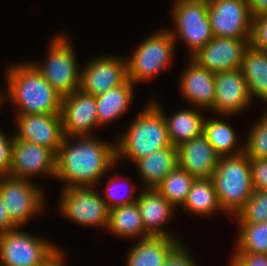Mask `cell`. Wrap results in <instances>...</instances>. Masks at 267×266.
Returning a JSON list of instances; mask_svg holds the SVG:
<instances>
[{
    "label": "cell",
    "mask_w": 267,
    "mask_h": 266,
    "mask_svg": "<svg viewBox=\"0 0 267 266\" xmlns=\"http://www.w3.org/2000/svg\"><path fill=\"white\" fill-rule=\"evenodd\" d=\"M16 116L17 132L14 134L16 139L45 146L57 153L64 137L60 114Z\"/></svg>",
    "instance_id": "17"
},
{
    "label": "cell",
    "mask_w": 267,
    "mask_h": 266,
    "mask_svg": "<svg viewBox=\"0 0 267 266\" xmlns=\"http://www.w3.org/2000/svg\"><path fill=\"white\" fill-rule=\"evenodd\" d=\"M64 255L62 250L57 248L54 253L45 261L43 266H65V262H63Z\"/></svg>",
    "instance_id": "41"
},
{
    "label": "cell",
    "mask_w": 267,
    "mask_h": 266,
    "mask_svg": "<svg viewBox=\"0 0 267 266\" xmlns=\"http://www.w3.org/2000/svg\"><path fill=\"white\" fill-rule=\"evenodd\" d=\"M14 139V134L8 137L0 130V175H8L11 169Z\"/></svg>",
    "instance_id": "35"
},
{
    "label": "cell",
    "mask_w": 267,
    "mask_h": 266,
    "mask_svg": "<svg viewBox=\"0 0 267 266\" xmlns=\"http://www.w3.org/2000/svg\"><path fill=\"white\" fill-rule=\"evenodd\" d=\"M250 45L256 49L267 51V14L252 17Z\"/></svg>",
    "instance_id": "34"
},
{
    "label": "cell",
    "mask_w": 267,
    "mask_h": 266,
    "mask_svg": "<svg viewBox=\"0 0 267 266\" xmlns=\"http://www.w3.org/2000/svg\"><path fill=\"white\" fill-rule=\"evenodd\" d=\"M117 175H119V174L118 173L113 174V176H111V178L107 181L106 189H104V191L106 193V198L102 197V199L106 202V205H107L109 210L112 208L118 207V206L128 205V204L134 203L137 200V197L134 198L132 195L134 193V191L136 190V185L134 183H132L131 181H130V183L133 185H131V187H129V191H130L129 193L130 194L129 193L127 194V191H126V193H123L124 195L121 194L122 190L120 191V189L122 186L124 187V185H126V184H124L123 182L121 183L120 182L121 177H119V176L117 177ZM120 194H121V196H120Z\"/></svg>",
    "instance_id": "33"
},
{
    "label": "cell",
    "mask_w": 267,
    "mask_h": 266,
    "mask_svg": "<svg viewBox=\"0 0 267 266\" xmlns=\"http://www.w3.org/2000/svg\"><path fill=\"white\" fill-rule=\"evenodd\" d=\"M202 134L220 157L235 156L244 152V146L237 145L235 130L224 120L205 117Z\"/></svg>",
    "instance_id": "27"
},
{
    "label": "cell",
    "mask_w": 267,
    "mask_h": 266,
    "mask_svg": "<svg viewBox=\"0 0 267 266\" xmlns=\"http://www.w3.org/2000/svg\"><path fill=\"white\" fill-rule=\"evenodd\" d=\"M183 208L191 214L201 216L213 215L218 211L224 213L211 179H196L194 181Z\"/></svg>",
    "instance_id": "28"
},
{
    "label": "cell",
    "mask_w": 267,
    "mask_h": 266,
    "mask_svg": "<svg viewBox=\"0 0 267 266\" xmlns=\"http://www.w3.org/2000/svg\"><path fill=\"white\" fill-rule=\"evenodd\" d=\"M18 228L11 220L0 196V234Z\"/></svg>",
    "instance_id": "39"
},
{
    "label": "cell",
    "mask_w": 267,
    "mask_h": 266,
    "mask_svg": "<svg viewBox=\"0 0 267 266\" xmlns=\"http://www.w3.org/2000/svg\"><path fill=\"white\" fill-rule=\"evenodd\" d=\"M195 180L186 170L177 166L155 189L174 207L183 206Z\"/></svg>",
    "instance_id": "29"
},
{
    "label": "cell",
    "mask_w": 267,
    "mask_h": 266,
    "mask_svg": "<svg viewBox=\"0 0 267 266\" xmlns=\"http://www.w3.org/2000/svg\"><path fill=\"white\" fill-rule=\"evenodd\" d=\"M233 266H267V254L232 253Z\"/></svg>",
    "instance_id": "38"
},
{
    "label": "cell",
    "mask_w": 267,
    "mask_h": 266,
    "mask_svg": "<svg viewBox=\"0 0 267 266\" xmlns=\"http://www.w3.org/2000/svg\"><path fill=\"white\" fill-rule=\"evenodd\" d=\"M56 154L36 143L14 139L12 166L9 176L31 180L35 175L55 177Z\"/></svg>",
    "instance_id": "14"
},
{
    "label": "cell",
    "mask_w": 267,
    "mask_h": 266,
    "mask_svg": "<svg viewBox=\"0 0 267 266\" xmlns=\"http://www.w3.org/2000/svg\"><path fill=\"white\" fill-rule=\"evenodd\" d=\"M176 42L169 29L148 36L127 58L128 79L136 85L164 71L174 55Z\"/></svg>",
    "instance_id": "6"
},
{
    "label": "cell",
    "mask_w": 267,
    "mask_h": 266,
    "mask_svg": "<svg viewBox=\"0 0 267 266\" xmlns=\"http://www.w3.org/2000/svg\"><path fill=\"white\" fill-rule=\"evenodd\" d=\"M250 39L213 37L191 58L203 68L213 72L239 70Z\"/></svg>",
    "instance_id": "15"
},
{
    "label": "cell",
    "mask_w": 267,
    "mask_h": 266,
    "mask_svg": "<svg viewBox=\"0 0 267 266\" xmlns=\"http://www.w3.org/2000/svg\"><path fill=\"white\" fill-rule=\"evenodd\" d=\"M20 230L0 234L1 266H43L58 246Z\"/></svg>",
    "instance_id": "8"
},
{
    "label": "cell",
    "mask_w": 267,
    "mask_h": 266,
    "mask_svg": "<svg viewBox=\"0 0 267 266\" xmlns=\"http://www.w3.org/2000/svg\"><path fill=\"white\" fill-rule=\"evenodd\" d=\"M254 190L267 191V159L250 158Z\"/></svg>",
    "instance_id": "37"
},
{
    "label": "cell",
    "mask_w": 267,
    "mask_h": 266,
    "mask_svg": "<svg viewBox=\"0 0 267 266\" xmlns=\"http://www.w3.org/2000/svg\"><path fill=\"white\" fill-rule=\"evenodd\" d=\"M94 186L63 188L61 215L80 225L107 228L109 209Z\"/></svg>",
    "instance_id": "9"
},
{
    "label": "cell",
    "mask_w": 267,
    "mask_h": 266,
    "mask_svg": "<svg viewBox=\"0 0 267 266\" xmlns=\"http://www.w3.org/2000/svg\"><path fill=\"white\" fill-rule=\"evenodd\" d=\"M251 96L267 103V51L259 50L250 44L245 49L241 68Z\"/></svg>",
    "instance_id": "23"
},
{
    "label": "cell",
    "mask_w": 267,
    "mask_h": 266,
    "mask_svg": "<svg viewBox=\"0 0 267 266\" xmlns=\"http://www.w3.org/2000/svg\"><path fill=\"white\" fill-rule=\"evenodd\" d=\"M107 230L122 238L144 239L150 237L145 231L136 202L109 210Z\"/></svg>",
    "instance_id": "26"
},
{
    "label": "cell",
    "mask_w": 267,
    "mask_h": 266,
    "mask_svg": "<svg viewBox=\"0 0 267 266\" xmlns=\"http://www.w3.org/2000/svg\"><path fill=\"white\" fill-rule=\"evenodd\" d=\"M135 85L127 79L122 85L95 96L99 126H104L127 113Z\"/></svg>",
    "instance_id": "24"
},
{
    "label": "cell",
    "mask_w": 267,
    "mask_h": 266,
    "mask_svg": "<svg viewBox=\"0 0 267 266\" xmlns=\"http://www.w3.org/2000/svg\"><path fill=\"white\" fill-rule=\"evenodd\" d=\"M238 238L232 253L267 254V222L238 223Z\"/></svg>",
    "instance_id": "30"
},
{
    "label": "cell",
    "mask_w": 267,
    "mask_h": 266,
    "mask_svg": "<svg viewBox=\"0 0 267 266\" xmlns=\"http://www.w3.org/2000/svg\"><path fill=\"white\" fill-rule=\"evenodd\" d=\"M215 98L211 111L218 115H234L247 109L252 102L241 70L217 72L214 75Z\"/></svg>",
    "instance_id": "16"
},
{
    "label": "cell",
    "mask_w": 267,
    "mask_h": 266,
    "mask_svg": "<svg viewBox=\"0 0 267 266\" xmlns=\"http://www.w3.org/2000/svg\"><path fill=\"white\" fill-rule=\"evenodd\" d=\"M211 180L224 213L236 216L254 191L250 158L244 152L220 157Z\"/></svg>",
    "instance_id": "4"
},
{
    "label": "cell",
    "mask_w": 267,
    "mask_h": 266,
    "mask_svg": "<svg viewBox=\"0 0 267 266\" xmlns=\"http://www.w3.org/2000/svg\"><path fill=\"white\" fill-rule=\"evenodd\" d=\"M243 146L249 158L267 159V111L251 127Z\"/></svg>",
    "instance_id": "31"
},
{
    "label": "cell",
    "mask_w": 267,
    "mask_h": 266,
    "mask_svg": "<svg viewBox=\"0 0 267 266\" xmlns=\"http://www.w3.org/2000/svg\"><path fill=\"white\" fill-rule=\"evenodd\" d=\"M60 115L65 136H92L91 130L100 127L95 96L80 89L62 97Z\"/></svg>",
    "instance_id": "13"
},
{
    "label": "cell",
    "mask_w": 267,
    "mask_h": 266,
    "mask_svg": "<svg viewBox=\"0 0 267 266\" xmlns=\"http://www.w3.org/2000/svg\"><path fill=\"white\" fill-rule=\"evenodd\" d=\"M180 241L167 255L163 266H197L192 254Z\"/></svg>",
    "instance_id": "36"
},
{
    "label": "cell",
    "mask_w": 267,
    "mask_h": 266,
    "mask_svg": "<svg viewBox=\"0 0 267 266\" xmlns=\"http://www.w3.org/2000/svg\"><path fill=\"white\" fill-rule=\"evenodd\" d=\"M251 14H267V0H247Z\"/></svg>",
    "instance_id": "40"
},
{
    "label": "cell",
    "mask_w": 267,
    "mask_h": 266,
    "mask_svg": "<svg viewBox=\"0 0 267 266\" xmlns=\"http://www.w3.org/2000/svg\"><path fill=\"white\" fill-rule=\"evenodd\" d=\"M115 163L116 144L95 136L64 135L56 153L54 178L65 182L63 188L96 187Z\"/></svg>",
    "instance_id": "1"
},
{
    "label": "cell",
    "mask_w": 267,
    "mask_h": 266,
    "mask_svg": "<svg viewBox=\"0 0 267 266\" xmlns=\"http://www.w3.org/2000/svg\"><path fill=\"white\" fill-rule=\"evenodd\" d=\"M5 78L3 101L19 107L16 115L60 114L62 96L31 62L8 66Z\"/></svg>",
    "instance_id": "2"
},
{
    "label": "cell",
    "mask_w": 267,
    "mask_h": 266,
    "mask_svg": "<svg viewBox=\"0 0 267 266\" xmlns=\"http://www.w3.org/2000/svg\"><path fill=\"white\" fill-rule=\"evenodd\" d=\"M169 140L172 146L177 147L183 142L200 137L203 133V114L194 109H182L171 117L164 114Z\"/></svg>",
    "instance_id": "25"
},
{
    "label": "cell",
    "mask_w": 267,
    "mask_h": 266,
    "mask_svg": "<svg viewBox=\"0 0 267 266\" xmlns=\"http://www.w3.org/2000/svg\"><path fill=\"white\" fill-rule=\"evenodd\" d=\"M235 217L238 223L267 222V191L254 190Z\"/></svg>",
    "instance_id": "32"
},
{
    "label": "cell",
    "mask_w": 267,
    "mask_h": 266,
    "mask_svg": "<svg viewBox=\"0 0 267 266\" xmlns=\"http://www.w3.org/2000/svg\"><path fill=\"white\" fill-rule=\"evenodd\" d=\"M3 92H1V90H0V105H2V102H3V94H2Z\"/></svg>",
    "instance_id": "42"
},
{
    "label": "cell",
    "mask_w": 267,
    "mask_h": 266,
    "mask_svg": "<svg viewBox=\"0 0 267 266\" xmlns=\"http://www.w3.org/2000/svg\"><path fill=\"white\" fill-rule=\"evenodd\" d=\"M144 189V190H143ZM136 203L140 211L145 231L150 236L175 238V235L162 228L172 217L175 207L170 204L155 188H143Z\"/></svg>",
    "instance_id": "20"
},
{
    "label": "cell",
    "mask_w": 267,
    "mask_h": 266,
    "mask_svg": "<svg viewBox=\"0 0 267 266\" xmlns=\"http://www.w3.org/2000/svg\"><path fill=\"white\" fill-rule=\"evenodd\" d=\"M190 60L179 80L181 94L200 110L211 109L215 98V73L203 68L192 58Z\"/></svg>",
    "instance_id": "19"
},
{
    "label": "cell",
    "mask_w": 267,
    "mask_h": 266,
    "mask_svg": "<svg viewBox=\"0 0 267 266\" xmlns=\"http://www.w3.org/2000/svg\"><path fill=\"white\" fill-rule=\"evenodd\" d=\"M49 43L46 61L32 64L63 97L80 89L81 68L65 33L55 35Z\"/></svg>",
    "instance_id": "5"
},
{
    "label": "cell",
    "mask_w": 267,
    "mask_h": 266,
    "mask_svg": "<svg viewBox=\"0 0 267 266\" xmlns=\"http://www.w3.org/2000/svg\"><path fill=\"white\" fill-rule=\"evenodd\" d=\"M147 106V107H146ZM128 125L127 132L117 138L116 161L125 157L134 163L156 151L172 146L164 112L154 99Z\"/></svg>",
    "instance_id": "3"
},
{
    "label": "cell",
    "mask_w": 267,
    "mask_h": 266,
    "mask_svg": "<svg viewBox=\"0 0 267 266\" xmlns=\"http://www.w3.org/2000/svg\"><path fill=\"white\" fill-rule=\"evenodd\" d=\"M178 167L196 179H211L220 156L203 134L177 147Z\"/></svg>",
    "instance_id": "18"
},
{
    "label": "cell",
    "mask_w": 267,
    "mask_h": 266,
    "mask_svg": "<svg viewBox=\"0 0 267 266\" xmlns=\"http://www.w3.org/2000/svg\"><path fill=\"white\" fill-rule=\"evenodd\" d=\"M214 37L250 39L252 17L247 0H207Z\"/></svg>",
    "instance_id": "11"
},
{
    "label": "cell",
    "mask_w": 267,
    "mask_h": 266,
    "mask_svg": "<svg viewBox=\"0 0 267 266\" xmlns=\"http://www.w3.org/2000/svg\"><path fill=\"white\" fill-rule=\"evenodd\" d=\"M180 239L150 236L137 241L127 254V266H163L169 252Z\"/></svg>",
    "instance_id": "21"
},
{
    "label": "cell",
    "mask_w": 267,
    "mask_h": 266,
    "mask_svg": "<svg viewBox=\"0 0 267 266\" xmlns=\"http://www.w3.org/2000/svg\"><path fill=\"white\" fill-rule=\"evenodd\" d=\"M103 56L96 57L81 67L80 90L82 92L96 96L122 85L128 79L126 58Z\"/></svg>",
    "instance_id": "12"
},
{
    "label": "cell",
    "mask_w": 267,
    "mask_h": 266,
    "mask_svg": "<svg viewBox=\"0 0 267 266\" xmlns=\"http://www.w3.org/2000/svg\"><path fill=\"white\" fill-rule=\"evenodd\" d=\"M135 164L144 188H155L168 173L178 166L177 148L160 149L138 159Z\"/></svg>",
    "instance_id": "22"
},
{
    "label": "cell",
    "mask_w": 267,
    "mask_h": 266,
    "mask_svg": "<svg viewBox=\"0 0 267 266\" xmlns=\"http://www.w3.org/2000/svg\"><path fill=\"white\" fill-rule=\"evenodd\" d=\"M44 193L32 180L0 175V196L12 222L21 227L42 212ZM24 224V225H23Z\"/></svg>",
    "instance_id": "10"
},
{
    "label": "cell",
    "mask_w": 267,
    "mask_h": 266,
    "mask_svg": "<svg viewBox=\"0 0 267 266\" xmlns=\"http://www.w3.org/2000/svg\"><path fill=\"white\" fill-rule=\"evenodd\" d=\"M172 19L175 29L169 31L175 41L181 37L179 39L189 48L190 58L214 37L208 17L207 0H176Z\"/></svg>",
    "instance_id": "7"
}]
</instances>
